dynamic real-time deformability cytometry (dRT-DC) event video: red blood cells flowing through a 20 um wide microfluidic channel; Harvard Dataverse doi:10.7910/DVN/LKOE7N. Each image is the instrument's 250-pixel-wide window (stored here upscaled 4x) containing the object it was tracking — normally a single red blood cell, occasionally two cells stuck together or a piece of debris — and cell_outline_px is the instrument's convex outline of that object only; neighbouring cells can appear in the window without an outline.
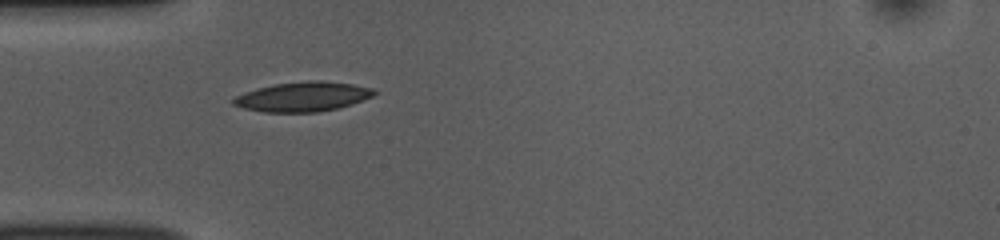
{"species": "common noctule bat (a hibernating species)", "species_latin": "Nyctalus noctula", "temperature_condition": "room temperature", "stored_images_in_passage": 36, "camera_frame_rate_fps": 3000, "um_per_image_px": 0.085, "animal": {"sex": "female", "body_mass_g": 10.0, "forearm_length_mm": 53.1}, "frame": {"image": 1, "passage_image": 1, "time_ms": 0.0, "image_size_px": [1000, 240], "cell_outline_px": [[380, 92], [372, 96], [352, 104], [336, 108], [316, 112], [264, 112], [244, 108], [232, 104], [232, 100], [236, 96], [244, 92], [256, 88], [276, 84], [308, 80], [324, 80], [352, 84], [372, 88]], "centroid_in_image_um": [25.75, 8.21], "position_along_channel_um": 59.3, "area_um2": 24.28}}
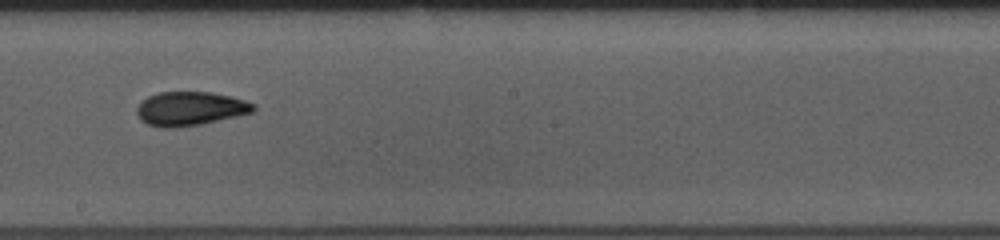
{"frame": {"image": 2, "passage_image": 15, "time_ms": 4.667, "image_size_px": [1000, 240], "cell_outline_px": [[256, 108], [252, 112], [236, 116], [200, 124], [176, 128], [160, 128], [148, 124], [140, 120], [136, 112], [136, 108], [148, 96], [160, 92], [212, 92], [232, 96], [256, 104]], "centroid_in_image_um": [16.16, 9.23], "position_along_channel_um": 232.0, "area_um2": 23.06}}
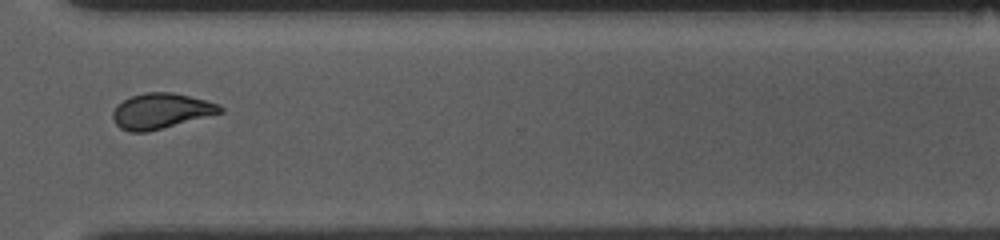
{"frame": {"image": 3, "passage_image": 25, "time_ms": 8.0, "image_size_px": [1000, 240], "cell_outline_px": [[224, 112], [148, 132], [128, 132], [120, 128], [116, 124], [112, 116], [112, 112], [124, 100], [132, 96], [144, 92], [172, 92], [220, 104], [224, 108]], "centroid_in_image_um": [13.7, 9.44], "position_along_channel_um": 356.9, "area_um2": 22.02}, "authors_computed_cell_mechanics": {"area_um2": 22.1374, "velocity_mm_per_s": 3.7487, "shape_relaxation_time_tau1_ms": 5.1565, "shape_relaxation_time_tau2_ms": 2.1688, "deformation_change_tau1": 0.1648, "deformation_change_tau2": 0.0701}}